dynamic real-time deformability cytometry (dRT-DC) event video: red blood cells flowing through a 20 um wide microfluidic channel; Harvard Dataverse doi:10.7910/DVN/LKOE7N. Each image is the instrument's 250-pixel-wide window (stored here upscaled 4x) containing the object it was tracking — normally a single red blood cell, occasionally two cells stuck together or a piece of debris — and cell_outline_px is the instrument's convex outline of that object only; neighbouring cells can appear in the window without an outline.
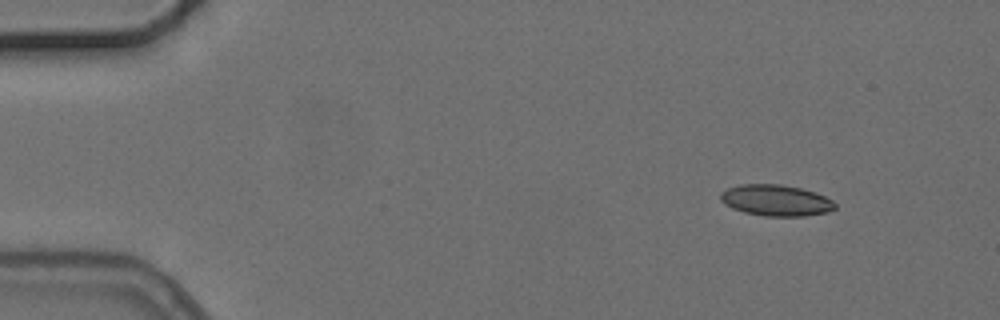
{"species": "common noctule bat (a hibernating species)", "species_latin": "Nyctalus noctula", "temperature_condition": "cold", "stored_images_in_passage": 3, "camera_frame_rate_fps": 3000, "um_per_image_px": 0.085, "animal": {"sex": "female", "body_mass_g": 24.6, "forearm_length_mm": 56.2}, "frame": {"image": 1, "passage_image": 1, "time_ms": 0.0, "image_size_px": [1000, 320], "cell_outline_px": [[836, 208], [828, 212], [804, 216], [764, 216], [744, 212], [732, 208], [724, 204], [720, 200], [720, 192], [728, 188], [740, 184], [780, 184], [800, 188], [816, 192], [832, 200], [836, 204]], "centroid_in_image_um": [65.94, 17.03], "position_along_channel_um": 19.1, "area_um2": 20.92}}